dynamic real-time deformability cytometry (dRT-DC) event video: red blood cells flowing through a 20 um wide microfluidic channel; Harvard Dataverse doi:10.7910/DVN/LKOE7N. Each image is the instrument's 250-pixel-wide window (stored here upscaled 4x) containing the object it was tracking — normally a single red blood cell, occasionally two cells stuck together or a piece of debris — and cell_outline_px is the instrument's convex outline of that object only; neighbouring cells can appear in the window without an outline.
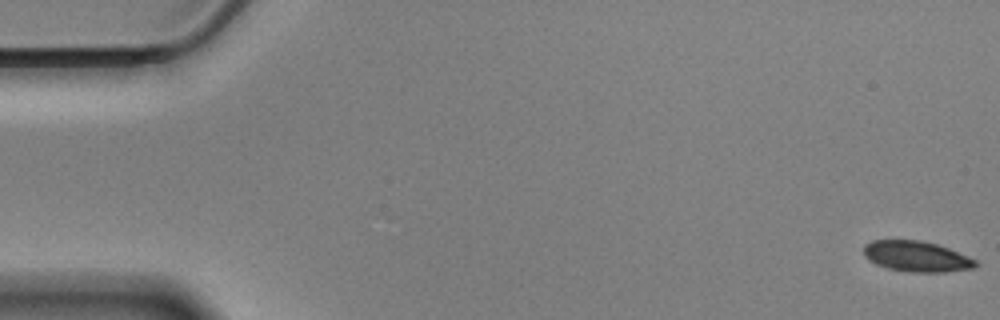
{"species": "Egyptian fruit bat (a non-hibernating species)", "species_latin": "Rousettus aegyptiacus", "temperature_condition": "cold", "stored_images_in_passage": 58, "camera_frame_rate_fps": 3000, "um_per_image_px": 0.085, "animal": {"sex": "male"}, "frame": {"image": 1, "passage_image": 1, "time_ms": 0.0, "image_size_px": [1000, 320], "cell_outline_px": [[980, 264], [972, 268], [944, 272], [912, 272], [888, 268], [876, 264], [864, 256], [864, 244], [872, 240], [920, 240], [936, 244], [948, 248], [976, 260]], "centroid_in_image_um": [77.89, 21.79], "position_along_channel_um": 7.1, "area_um2": 19.83}}
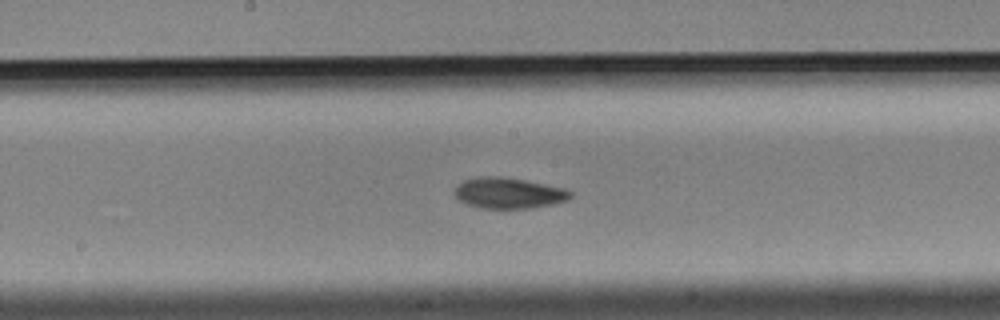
{"frame": {"image": 2, "passage_image": 30, "time_ms": 9.667, "image_size_px": [1000, 320], "cell_outline_px": [[572, 196], [568, 200], [552, 204], [528, 208], [480, 208], [468, 204], [460, 200], [456, 196], [456, 184], [464, 180], [480, 176], [500, 176], [524, 180], [564, 188], [572, 192]], "centroid_in_image_um": [43.23, 16.4], "position_along_channel_um": 205.0, "area_um2": 20.63}}
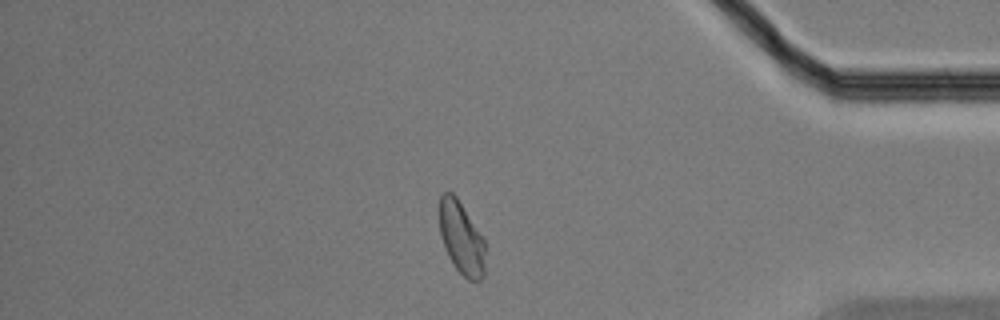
{"frame": {"image": 3, "passage_image": 49, "time_ms": 16.0, "image_size_px": [1000, 320], "cell_outline_px": [[484, 276], [480, 280], [468, 280], [456, 268], [448, 256], [444, 248], [440, 236], [440, 196], [444, 192], [452, 192], [456, 196], [484, 240]], "centroid_in_image_um": [39.2, 20.24], "position_along_channel_um": 396.0, "area_um2": 19.07}, "authors_computed_cell_mechanics": {"area_um2": 20.4034, "velocity_mm_per_s": 3.5034, "shape_relaxation_time_tau1_ms": 3.9657, "shape_relaxation_time_tau2_ms": 4.8556, "deformation_change_tau1": 0.1044, "deformation_change_tau2": 0.0954}}